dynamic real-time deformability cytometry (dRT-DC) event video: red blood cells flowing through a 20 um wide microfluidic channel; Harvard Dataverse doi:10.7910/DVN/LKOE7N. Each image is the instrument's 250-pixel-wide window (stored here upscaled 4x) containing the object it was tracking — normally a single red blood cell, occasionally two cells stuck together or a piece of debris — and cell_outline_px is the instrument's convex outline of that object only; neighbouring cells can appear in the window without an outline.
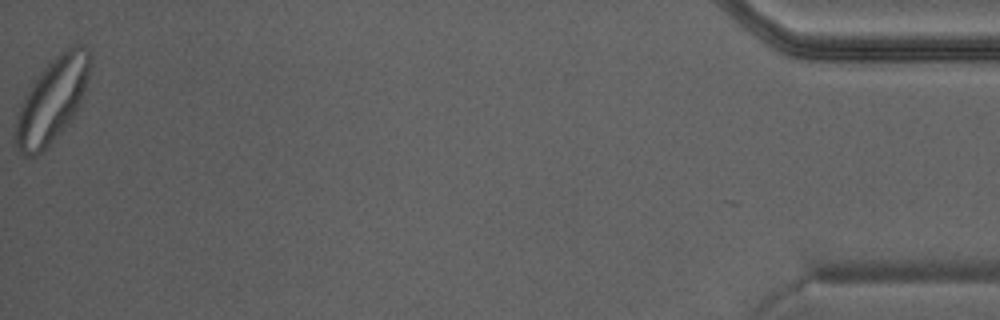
{"species": "Egyptian fruit bat (a non-hibernating species)", "species_latin": "Rousettus aegyptiacus", "temperature_condition": "warm", "stored_images_in_passage": 29, "camera_frame_rate_fps": 3000, "um_per_image_px": 0.085, "animal": {"sex": "male"}, "frame": {"image": 1, "passage_image": 29, "time_ms": 9.333, "image_size_px": [1000, 320], "cell_outline_px": [[92, 60], [88, 76], [84, 88], [76, 108], [72, 116], [64, 128], [36, 156], [24, 156], [20, 152], [12, 140], [12, 128], [20, 104], [24, 96], [48, 60], [60, 52], [68, 48], [80, 44], [88, 44], [92, 56]], "centroid_in_image_um": [4.38, 8.48], "position_along_channel_um": 430.8, "area_um2": 36.59}}